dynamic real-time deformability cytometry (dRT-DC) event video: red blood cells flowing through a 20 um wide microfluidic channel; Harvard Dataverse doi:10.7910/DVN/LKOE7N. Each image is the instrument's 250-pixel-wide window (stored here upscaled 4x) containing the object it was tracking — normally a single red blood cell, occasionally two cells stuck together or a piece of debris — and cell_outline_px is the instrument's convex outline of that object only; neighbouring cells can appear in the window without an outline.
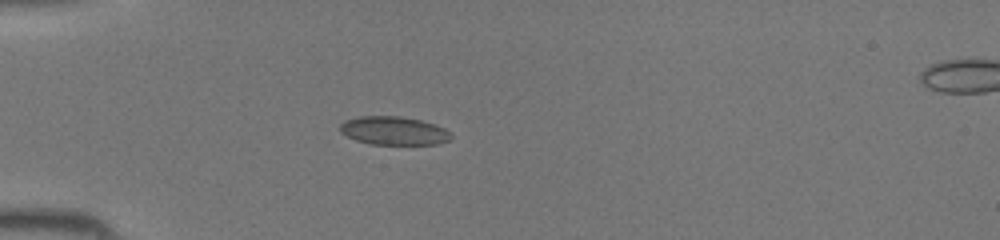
{"species": "common noctule bat (a hibernating species)", "species_latin": "Nyctalus noctula", "temperature_condition": "room temperature", "stored_images_in_passage": 32, "camera_frame_rate_fps": 3000, "um_per_image_px": 0.085, "animal": {"sex": "female", "body_mass_g": 19.5, "forearm_length_mm": 54.1}, "frame": {"image": 1, "passage_image": 1, "time_ms": 0.0, "image_size_px": [1000, 240], "cell_outline_px": [[452, 136], [448, 140], [440, 144], [372, 144], [356, 140], [340, 132], [340, 124], [344, 120], [360, 116], [400, 116], [420, 120], [444, 128]], "centroid_in_image_um": [33.44, 11.11], "position_along_channel_um": 51.6, "area_um2": 18.21}}
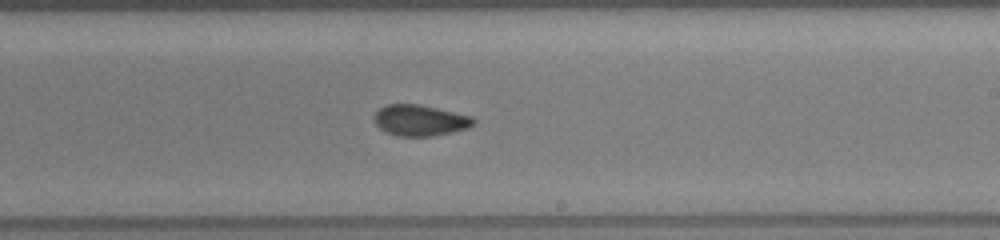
{"frame": {"image": 2, "passage_image": 15, "time_ms": 4.667, "image_size_px": [1000, 240], "cell_outline_px": [[476, 124], [468, 128], [452, 132], [432, 136], [396, 136], [384, 132], [376, 124], [376, 112], [380, 108], [388, 104], [416, 104], [436, 108], [472, 116], [476, 120]], "centroid_in_image_um": [35.73, 10.24], "position_along_channel_um": 253.3, "area_um2": 17.86}}
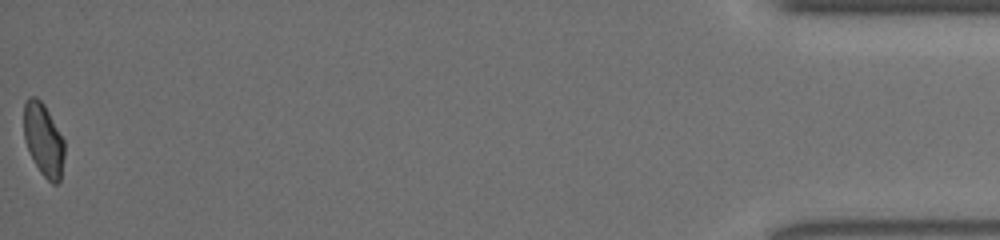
{"frame": {"image": 3, "passage_image": 32, "time_ms": 10.333, "image_size_px": [1000, 240], "cell_outline_px": [[64, 156], [60, 180], [56, 184], [52, 184], [40, 172], [24, 140], [24, 100], [28, 96], [36, 96], [44, 104], [64, 140]], "centroid_in_image_um": [3.69, 11.85], "position_along_channel_um": 431.5, "area_um2": 17.11}}